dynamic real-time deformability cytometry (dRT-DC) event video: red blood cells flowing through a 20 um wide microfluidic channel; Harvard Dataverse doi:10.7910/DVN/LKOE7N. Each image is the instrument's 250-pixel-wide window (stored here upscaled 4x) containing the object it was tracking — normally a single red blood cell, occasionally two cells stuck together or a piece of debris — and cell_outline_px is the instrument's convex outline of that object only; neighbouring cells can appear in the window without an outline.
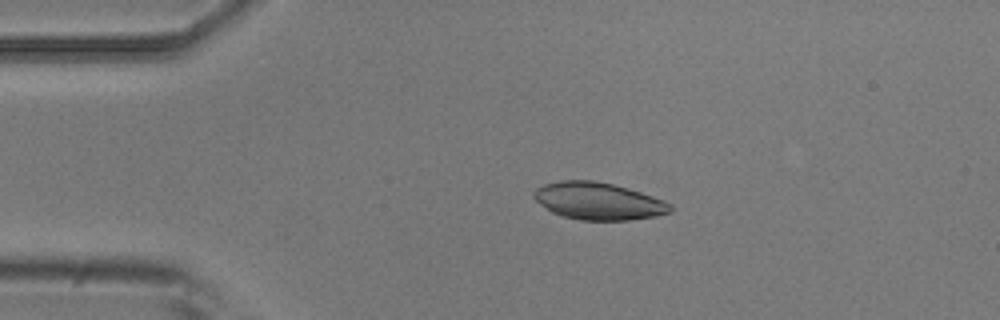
{"species": "common noctule bat (a hibernating species)", "species_latin": "Nyctalus noctula", "temperature_condition": "room temperature", "stored_images_in_passage": 15, "camera_frame_rate_fps": 3000, "um_per_image_px": 0.085, "animal": {"sex": "male", "body_mass_g": 20.5, "forearm_length_mm": 52.5}, "frame": {"image": 1, "passage_image": 2, "time_ms": 0.333, "image_size_px": [1000, 320], "cell_outline_px": [[672, 212], [656, 216], [628, 220], [580, 220], [560, 216], [552, 212], [540, 204], [532, 196], [532, 192], [536, 188], [544, 184], [560, 180], [592, 180], [612, 184], [628, 188], [664, 200], [672, 204]], "centroid_in_image_um": [50.84, 17.09], "position_along_channel_um": 34.2, "area_um2": 29.77}}
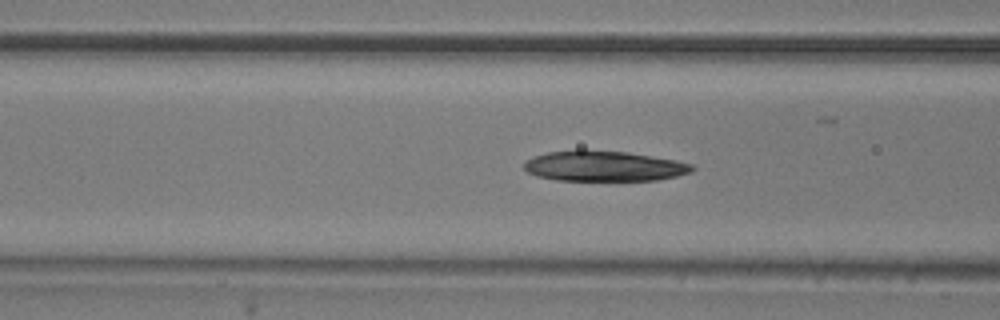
{"frame": {"image": 2, "passage_image": 11, "time_ms": 3.333, "image_size_px": [1000, 320], "cell_outline_px": [[696, 168], [692, 172], [676, 176], [656, 180], [556, 180], [536, 176], [528, 172], [524, 168], [524, 160], [548, 152], [576, 148], [580, 148], [628, 152], [676, 160], [692, 164]], "centroid_in_image_um": [51.32, 14.09], "position_along_channel_um": 115.3, "area_um2": 30.17}}
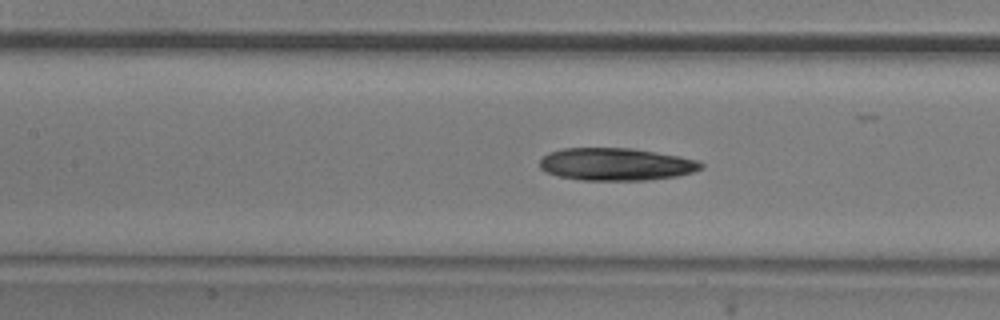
{"frame": {"image": 3, "passage_image": 14, "time_ms": 4.333, "image_size_px": [1000, 320], "cell_outline_px": [[704, 168], [692, 172], [676, 176], [644, 180], [580, 180], [560, 176], [544, 172], [540, 168], [540, 160], [548, 152], [564, 148], [632, 148], [680, 156], [700, 160], [704, 164]], "centroid_in_image_um": [52.37, 13.95], "position_along_channel_um": 155.0, "area_um2": 30.69}}